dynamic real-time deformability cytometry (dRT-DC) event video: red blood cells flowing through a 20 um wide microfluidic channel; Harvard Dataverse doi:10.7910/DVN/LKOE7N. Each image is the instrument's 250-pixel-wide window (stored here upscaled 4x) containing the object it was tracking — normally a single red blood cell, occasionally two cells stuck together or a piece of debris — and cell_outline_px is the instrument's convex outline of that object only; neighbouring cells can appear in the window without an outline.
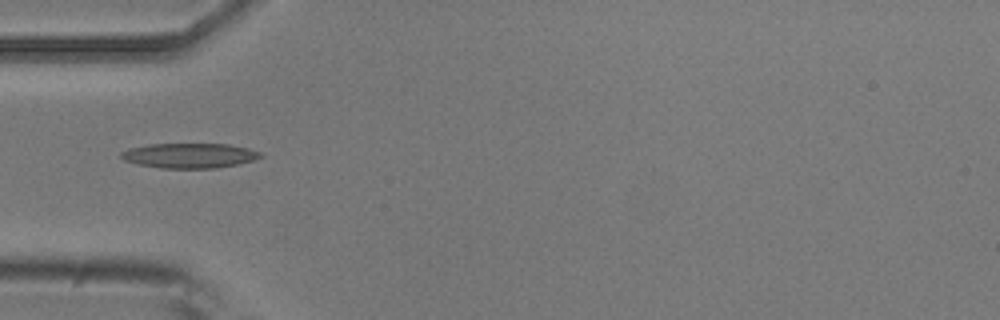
{"species": "common noctule bat (a hibernating species)", "species_latin": "Nyctalus noctula", "temperature_condition": "room temperature", "stored_images_in_passage": 6, "camera_frame_rate_fps": 3000, "um_per_image_px": 0.085, "animal": {"sex": "male", "body_mass_g": 20.5, "forearm_length_mm": 52.5}, "frame": {"image": 1, "passage_image": 5, "time_ms": 4.667, "image_size_px": [1000, 320], "cell_outline_px": [[264, 156], [252, 160], [236, 164], [216, 168], [160, 168], [140, 164], [124, 160], [120, 156], [120, 152], [128, 148], [148, 144], [228, 144], [248, 148], [260, 152]], "centroid_in_image_um": [16.08, 13.22], "position_along_channel_um": 68.9, "area_um2": 20.11}}
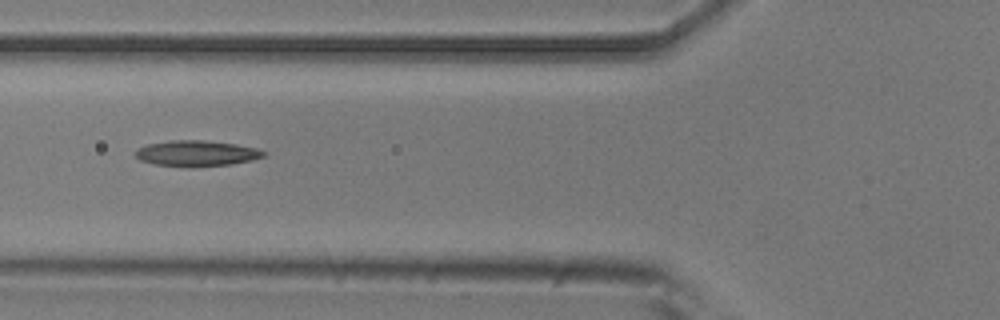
{"frame": {"image": 2, "passage_image": 6, "time_ms": 5.667, "image_size_px": [1000, 320], "cell_outline_px": [[264, 156], [252, 160], [232, 164], [188, 168], [156, 164], [140, 160], [136, 156], [136, 148], [148, 144], [172, 140], [204, 140], [236, 144], [256, 148], [264, 152]], "centroid_in_image_um": [16.69, 13.04], "position_along_channel_um": 109.1, "area_um2": 19.31}}